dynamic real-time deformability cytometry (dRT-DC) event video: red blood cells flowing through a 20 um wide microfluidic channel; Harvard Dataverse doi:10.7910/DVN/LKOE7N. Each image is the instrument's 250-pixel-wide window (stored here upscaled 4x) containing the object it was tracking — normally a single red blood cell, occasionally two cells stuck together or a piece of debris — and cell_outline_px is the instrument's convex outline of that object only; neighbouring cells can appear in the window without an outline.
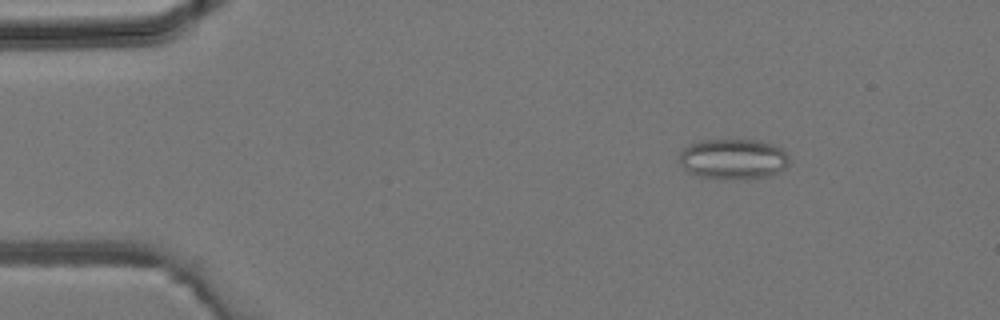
{"species": "common noctule bat (a hibernating species)", "species_latin": "Nyctalus noctula", "temperature_condition": "room temperature", "stored_images_in_passage": 43, "camera_frame_rate_fps": 3000, "um_per_image_px": 0.085, "animal": {"sex": "male", "body_mass_g": 19.2, "forearm_length_mm": 51.8}, "frame": {"image": 1, "passage_image": 6, "time_ms": 1.667, "image_size_px": [1000, 320], "cell_outline_px": [[788, 164], [780, 172], [768, 176], [696, 176], [688, 172], [676, 160], [680, 152], [688, 144], [700, 140], [756, 140], [772, 144], [784, 148], [788, 156]], "centroid_in_image_um": [62.29, 13.46], "position_along_channel_um": 22.7, "area_um2": 25.32}}
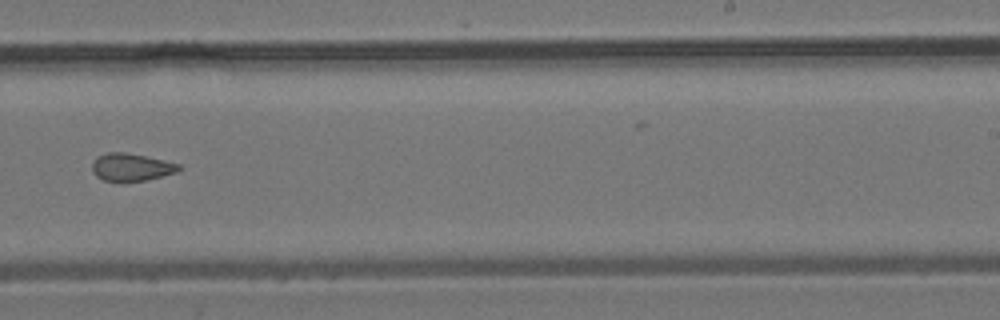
{"frame": {"image": 2, "passage_image": 27, "time_ms": 8.667, "image_size_px": [1000, 320], "cell_outline_px": [[180, 168], [176, 172], [144, 180], [104, 180], [96, 176], [92, 172], [92, 164], [96, 156], [108, 152], [124, 152], [164, 160], [180, 164]], "centroid_in_image_um": [11.12, 14.18], "position_along_channel_um": 277.9, "area_um2": 13.58}}
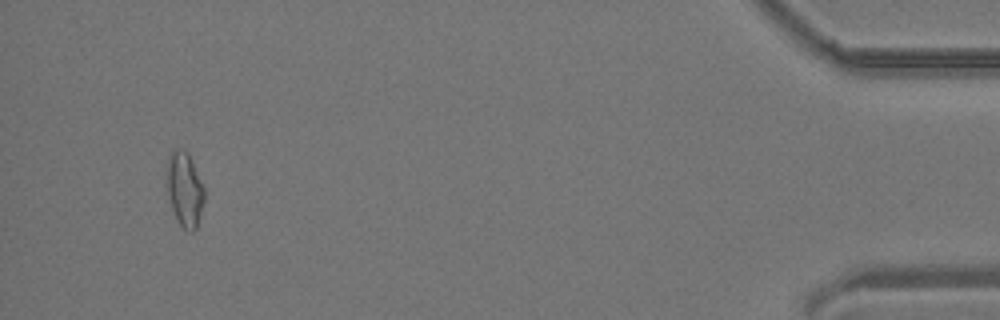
{"frame": {"image": 3, "passage_image": 41, "time_ms": 13.333, "image_size_px": [1000, 320], "cell_outline_px": [[204, 200], [200, 216], [196, 228], [192, 232], [184, 228], [176, 220], [168, 196], [164, 180], [168, 160], [172, 152], [176, 148], [180, 148], [188, 152], [204, 188]], "centroid_in_image_um": [15.66, 16.08], "position_along_channel_um": 419.5, "area_um2": 16.42}}